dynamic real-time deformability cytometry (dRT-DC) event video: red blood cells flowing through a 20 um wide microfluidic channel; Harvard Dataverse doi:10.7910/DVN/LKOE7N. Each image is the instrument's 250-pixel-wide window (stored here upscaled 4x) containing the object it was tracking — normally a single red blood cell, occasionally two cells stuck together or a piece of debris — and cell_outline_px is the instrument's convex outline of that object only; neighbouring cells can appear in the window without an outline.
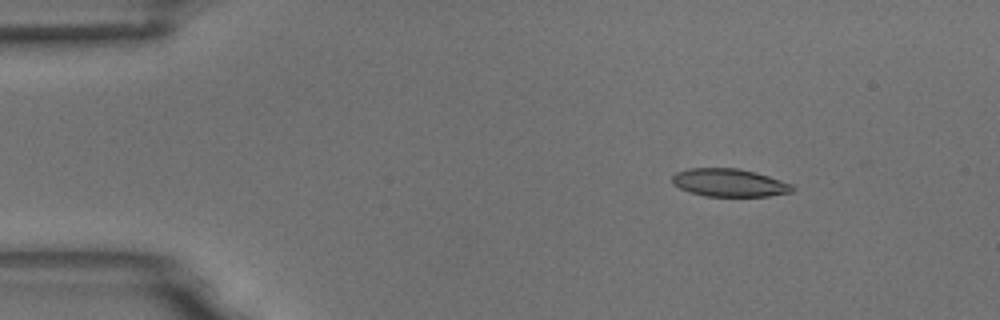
{"species": "common noctule bat (a hibernating species)", "species_latin": "Nyctalus noctula", "temperature_condition": "room temperature", "stored_images_in_passage": 6, "camera_frame_rate_fps": 3000, "um_per_image_px": 0.085, "animal": {"sex": "male", "body_mass_g": 18.8}, "frame": {"image": 1, "passage_image": 3, "time_ms": 0.667, "image_size_px": [1000, 320], "cell_outline_px": [[796, 188], [792, 192], [768, 196], [704, 196], [688, 192], [672, 184], [672, 176], [676, 172], [688, 168], [740, 168], [756, 172], [792, 184]], "centroid_in_image_um": [61.98, 15.53], "position_along_channel_um": 23.0, "area_um2": 19.71}}
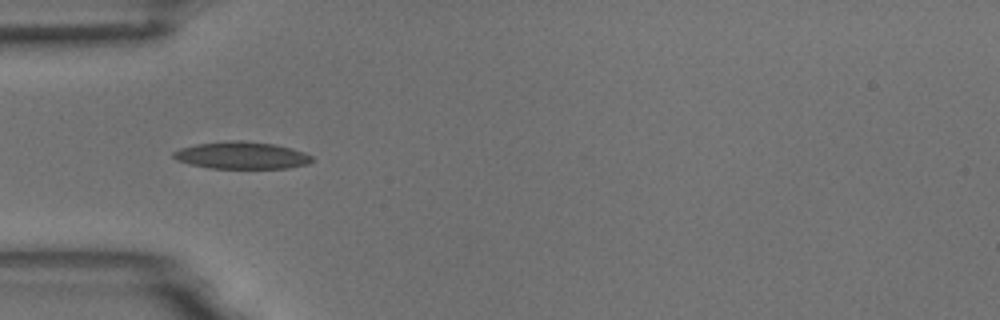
{"frame": {"image": 2, "passage_image": 5, "time_ms": 1.333, "image_size_px": [1000, 320], "cell_outline_px": [[316, 160], [308, 164], [288, 168], [208, 168], [176, 160], [172, 156], [172, 152], [180, 148], [196, 144], [232, 140], [240, 140], [276, 144], [292, 148], [304, 152], [312, 156]], "centroid_in_image_um": [20.57, 13.2], "position_along_channel_um": 64.4, "area_um2": 22.08}}